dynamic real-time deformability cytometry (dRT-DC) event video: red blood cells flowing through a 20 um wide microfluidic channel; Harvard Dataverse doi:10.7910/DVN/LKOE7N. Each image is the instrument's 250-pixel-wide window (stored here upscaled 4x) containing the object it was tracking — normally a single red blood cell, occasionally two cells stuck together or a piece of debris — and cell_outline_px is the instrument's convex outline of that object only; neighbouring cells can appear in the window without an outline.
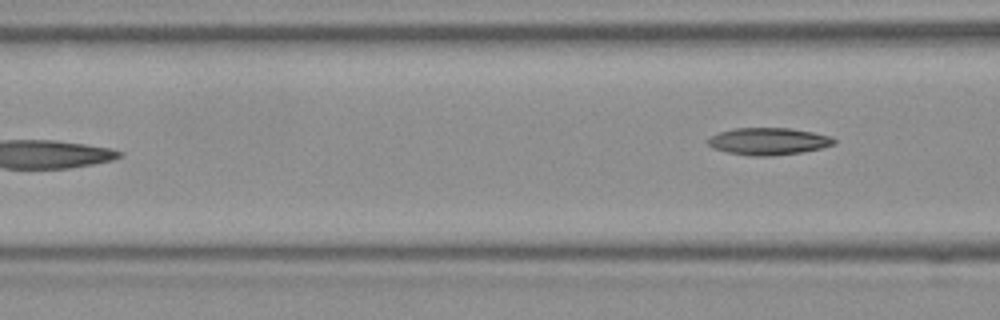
{"species": "Egyptian fruit bat (a non-hibernating species)", "species_latin": "Rousettus aegyptiacus", "temperature_condition": "room temperature", "stored_images_in_passage": 6, "camera_frame_rate_fps": 3000, "um_per_image_px": 0.085, "frame": {"image": 1, "passage_image": 6, "time_ms": 1.667, "image_size_px": [1000, 320], "cell_outline_px": [[836, 144], [820, 148], [800, 152], [772, 156], [748, 156], [728, 152], [712, 148], [704, 140], [720, 132], [732, 128], [788, 128], [812, 132], [832, 136], [836, 140]], "centroid_in_image_um": [65.3, 12.01], "position_along_channel_um": 101.3, "area_um2": 20.0}}